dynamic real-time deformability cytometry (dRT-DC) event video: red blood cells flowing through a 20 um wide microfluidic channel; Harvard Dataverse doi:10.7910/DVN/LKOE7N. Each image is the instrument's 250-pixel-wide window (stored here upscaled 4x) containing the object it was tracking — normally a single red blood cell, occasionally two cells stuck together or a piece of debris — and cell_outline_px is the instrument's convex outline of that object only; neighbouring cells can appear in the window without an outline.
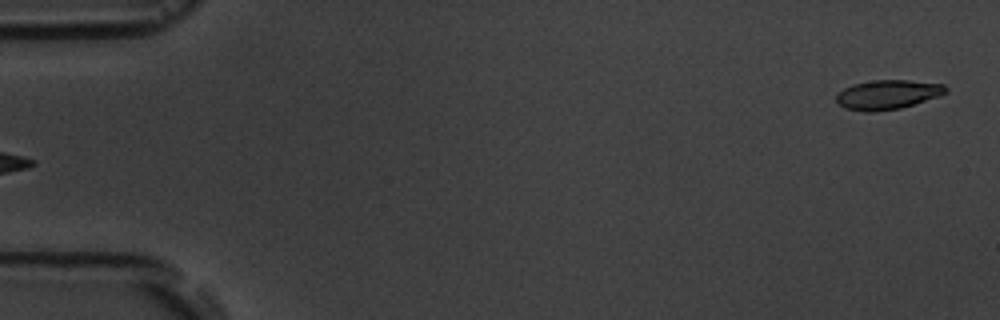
{"species": "common noctule bat (a hibernating species)", "species_latin": "Nyctalus noctula", "temperature_condition": "room temperature", "stored_images_in_passage": 5, "camera_frame_rate_fps": 3000, "um_per_image_px": 0.085, "animal": {"sex": "male", "body_mass_g": 19.5, "forearm_length_mm": 54.6}, "frame": {"image": 1, "passage_image": 5, "time_ms": 5.0, "image_size_px": [1000, 320], "cell_outline_px": [[948, 92], [940, 96], [900, 108], [872, 112], [864, 112], [844, 108], [836, 100], [836, 92], [852, 84], [872, 80], [908, 80], [944, 84], [948, 88]], "centroid_in_image_um": [75.44, 8.03], "position_along_channel_um": 9.6, "area_um2": 18.9}}